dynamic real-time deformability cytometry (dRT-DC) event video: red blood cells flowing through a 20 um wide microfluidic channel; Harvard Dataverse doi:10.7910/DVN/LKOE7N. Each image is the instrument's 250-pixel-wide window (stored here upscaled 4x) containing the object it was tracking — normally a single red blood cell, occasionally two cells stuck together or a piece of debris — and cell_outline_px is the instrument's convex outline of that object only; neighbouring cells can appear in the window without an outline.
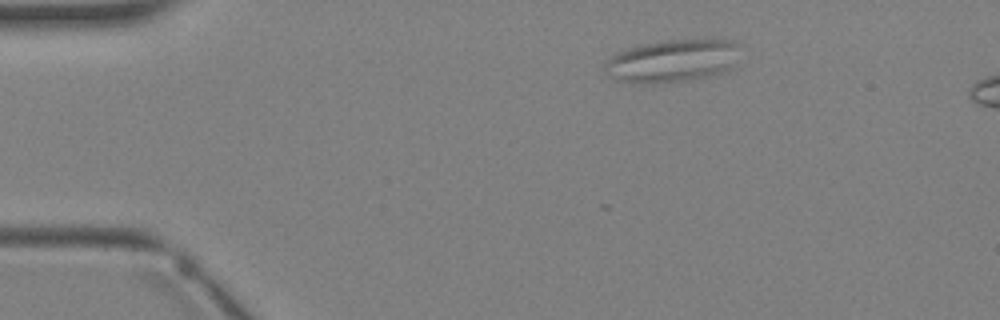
{"species": "Egyptian fruit bat (a non-hibernating species)", "species_latin": "Rousettus aegyptiacus", "temperature_condition": "warm", "stored_images_in_passage": 3, "camera_frame_rate_fps": 3000, "um_per_image_px": 0.085, "animal": {"sex": "female"}, "frame": {"image": 1, "passage_image": 1, "time_ms": 0.0, "image_size_px": [1000, 320], "cell_outline_px": [[740, 40], [732, 68], [724, 72], [684, 80], [652, 84], [616, 80], [608, 76], [604, 72], [604, 64], [616, 52], [640, 44], [664, 40]], "centroid_in_image_um": [57.1, 5.16], "position_along_channel_um": 27.9, "area_um2": 33.47}}